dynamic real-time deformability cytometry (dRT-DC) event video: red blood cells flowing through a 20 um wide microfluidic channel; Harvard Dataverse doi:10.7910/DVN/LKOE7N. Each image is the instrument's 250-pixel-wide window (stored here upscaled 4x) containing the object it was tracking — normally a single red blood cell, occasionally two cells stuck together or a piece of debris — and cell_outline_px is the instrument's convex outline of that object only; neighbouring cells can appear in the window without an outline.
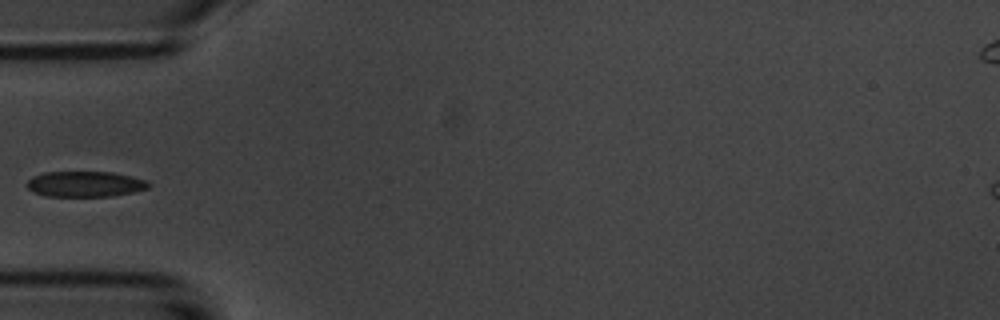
{"species": "common noctule bat (a hibernating species)", "species_latin": "Nyctalus noctula", "temperature_condition": "room temperature", "stored_images_in_passage": 6, "camera_frame_rate_fps": 3000, "um_per_image_px": 0.085, "animal": {"sex": "male", "body_mass_g": 20.1, "forearm_length_mm": 53.5}, "frame": {"image": 1, "passage_image": 5, "time_ms": 4.667, "image_size_px": [1000, 320], "cell_outline_px": [[152, 184], [148, 188], [132, 192], [112, 196], [48, 196], [32, 192], [28, 188], [28, 180], [32, 176], [44, 172], [112, 172], [132, 176], [144, 180]], "centroid_in_image_um": [7.23, 15.64], "position_along_channel_um": 77.8, "area_um2": 18.09}}